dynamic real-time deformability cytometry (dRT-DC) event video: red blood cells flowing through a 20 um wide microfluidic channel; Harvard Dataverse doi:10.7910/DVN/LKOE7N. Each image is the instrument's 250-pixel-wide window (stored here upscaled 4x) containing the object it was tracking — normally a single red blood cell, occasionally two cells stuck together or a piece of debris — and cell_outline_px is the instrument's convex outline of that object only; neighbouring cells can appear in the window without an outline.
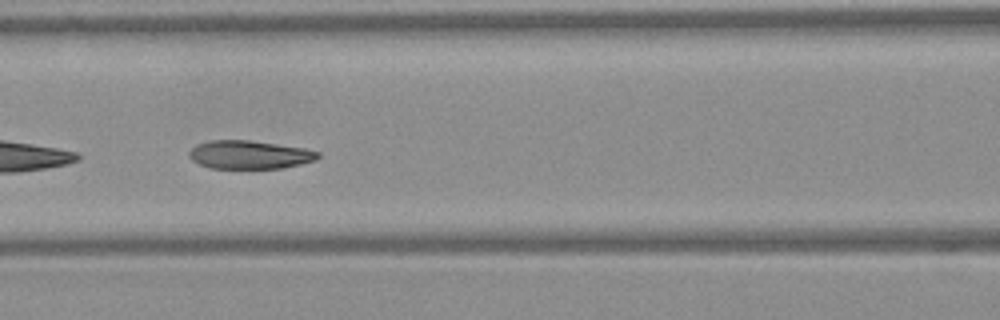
{"species": "Egyptian fruit bat (a non-hibernating species)", "species_latin": "Rousettus aegyptiacus", "temperature_condition": "warm", "stored_images_in_passage": 24, "camera_frame_rate_fps": 3000, "um_per_image_px": 0.085, "frame": {"image": 1, "passage_image": 21, "time_ms": 6.667, "image_size_px": [1000, 320], "cell_outline_px": [[320, 156], [316, 160], [284, 168], [208, 168], [192, 160], [188, 156], [188, 152], [196, 144], [208, 140], [248, 140], [304, 148], [320, 152]], "centroid_in_image_um": [21.19, 13.15], "position_along_channel_um": 145.4, "area_um2": 21.33}}